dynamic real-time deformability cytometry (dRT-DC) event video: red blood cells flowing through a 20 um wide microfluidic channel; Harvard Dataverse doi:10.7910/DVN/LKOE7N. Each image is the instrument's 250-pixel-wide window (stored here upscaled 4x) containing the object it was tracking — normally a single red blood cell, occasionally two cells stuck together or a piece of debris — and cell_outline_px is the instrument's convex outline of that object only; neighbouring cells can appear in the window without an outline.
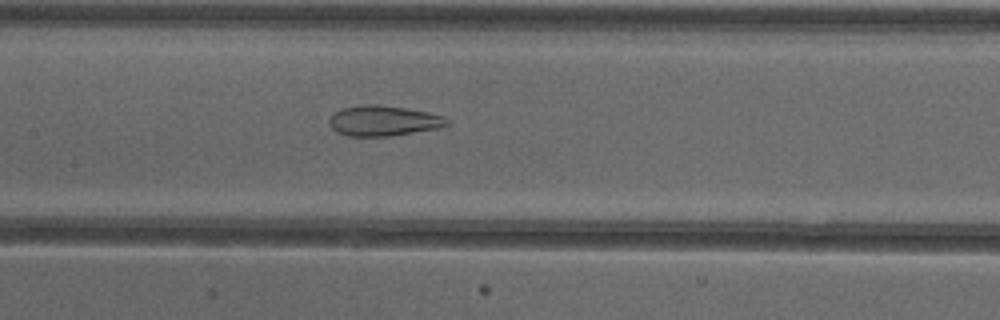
{"species": "common noctule bat (a hibernating species)", "species_latin": "Nyctalus noctula", "temperature_condition": "cold", "stored_images_in_passage": 53, "camera_frame_rate_fps": 3000, "um_per_image_px": 0.085, "animal": {"sex": "female"}, "frame": {"image": 1, "passage_image": 26, "time_ms": 8.333, "image_size_px": [1000, 320], "cell_outline_px": [[448, 124], [440, 128], [388, 136], [348, 136], [336, 132], [332, 128], [328, 120], [332, 112], [340, 108], [360, 104], [376, 104], [404, 108], [428, 112], [444, 116], [448, 120]], "centroid_in_image_um": [32.54, 10.25], "position_along_channel_um": 174.9, "area_um2": 20.98}}
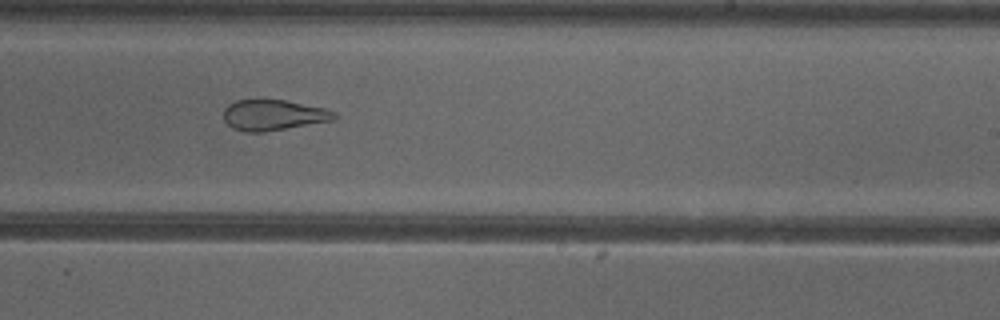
{"frame": {"image": 2, "passage_image": 33, "time_ms": 10.667, "image_size_px": [1000, 320], "cell_outline_px": [[336, 120], [264, 132], [244, 132], [232, 128], [224, 120], [224, 108], [228, 104], [236, 100], [284, 100], [324, 108], [336, 112]], "centroid_in_image_um": [23.23, 9.79], "position_along_channel_um": 265.8, "area_um2": 19.83}}
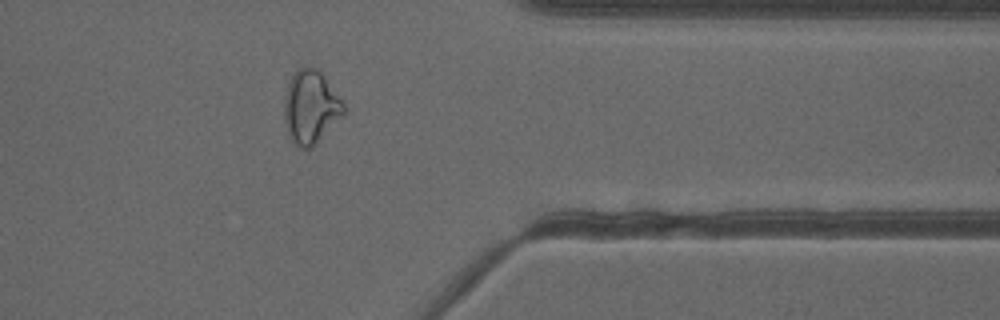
{"frame": {"image": 3, "passage_image": 43, "time_ms": 14.0, "image_size_px": [1000, 320], "cell_outline_px": [[348, 112], [312, 148], [300, 148], [292, 140], [288, 132], [284, 120], [284, 100], [288, 84], [296, 68], [320, 68], [344, 104]], "centroid_in_image_um": [26.45, 9.1], "position_along_channel_um": 385.0, "area_um2": 25.66}, "authors_computed_cell_mechanics": {"area_um2": 26.299, "velocity_mm_per_s": 3.9193, "shape_relaxation_time_tau1_ms": null, "shape_relaxation_time_tau2_ms": 1.8061, "deformation_change_tau1": null, "deformation_change_tau2": 0.1002}}